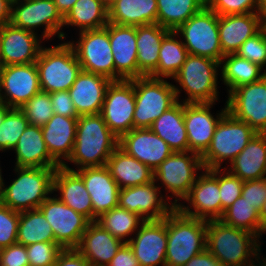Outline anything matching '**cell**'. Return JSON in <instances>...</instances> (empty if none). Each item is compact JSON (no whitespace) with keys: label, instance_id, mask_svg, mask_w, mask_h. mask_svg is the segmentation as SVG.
Returning a JSON list of instances; mask_svg holds the SVG:
<instances>
[{"label":"cell","instance_id":"cell-1","mask_svg":"<svg viewBox=\"0 0 266 266\" xmlns=\"http://www.w3.org/2000/svg\"><path fill=\"white\" fill-rule=\"evenodd\" d=\"M119 138L108 128L101 114L80 115L70 158L78 169L106 166L118 147Z\"/></svg>","mask_w":266,"mask_h":266},{"label":"cell","instance_id":"cell-2","mask_svg":"<svg viewBox=\"0 0 266 266\" xmlns=\"http://www.w3.org/2000/svg\"><path fill=\"white\" fill-rule=\"evenodd\" d=\"M259 238L246 230L207 221L206 249L224 266H250L261 252Z\"/></svg>","mask_w":266,"mask_h":266},{"label":"cell","instance_id":"cell-3","mask_svg":"<svg viewBox=\"0 0 266 266\" xmlns=\"http://www.w3.org/2000/svg\"><path fill=\"white\" fill-rule=\"evenodd\" d=\"M17 178L4 185L0 201L17 212L38 209L53 194L56 168L15 167Z\"/></svg>","mask_w":266,"mask_h":266},{"label":"cell","instance_id":"cell-4","mask_svg":"<svg viewBox=\"0 0 266 266\" xmlns=\"http://www.w3.org/2000/svg\"><path fill=\"white\" fill-rule=\"evenodd\" d=\"M207 221L174 208L167 215L166 266H184L206 249Z\"/></svg>","mask_w":266,"mask_h":266},{"label":"cell","instance_id":"cell-5","mask_svg":"<svg viewBox=\"0 0 266 266\" xmlns=\"http://www.w3.org/2000/svg\"><path fill=\"white\" fill-rule=\"evenodd\" d=\"M220 62L204 57L188 54L181 69L172 78L179 86L174 85L177 100L183 90L188 95L180 102L183 103H216ZM181 89V90H180Z\"/></svg>","mask_w":266,"mask_h":266},{"label":"cell","instance_id":"cell-6","mask_svg":"<svg viewBox=\"0 0 266 266\" xmlns=\"http://www.w3.org/2000/svg\"><path fill=\"white\" fill-rule=\"evenodd\" d=\"M42 92L68 91L82 67L68 41L56 46L42 47L36 60Z\"/></svg>","mask_w":266,"mask_h":266},{"label":"cell","instance_id":"cell-7","mask_svg":"<svg viewBox=\"0 0 266 266\" xmlns=\"http://www.w3.org/2000/svg\"><path fill=\"white\" fill-rule=\"evenodd\" d=\"M257 133L228 111L216 126L210 146L201 156L204 169H221L223 162H231Z\"/></svg>","mask_w":266,"mask_h":266},{"label":"cell","instance_id":"cell-8","mask_svg":"<svg viewBox=\"0 0 266 266\" xmlns=\"http://www.w3.org/2000/svg\"><path fill=\"white\" fill-rule=\"evenodd\" d=\"M135 92L134 128L152 123L177 102L174 84L165 79L143 76L133 79Z\"/></svg>","mask_w":266,"mask_h":266},{"label":"cell","instance_id":"cell-9","mask_svg":"<svg viewBox=\"0 0 266 266\" xmlns=\"http://www.w3.org/2000/svg\"><path fill=\"white\" fill-rule=\"evenodd\" d=\"M200 170H204L201 156L191 151L173 152L153 171V180L162 182L160 189L163 185L166 192H171L172 195L166 197L171 200L174 196L172 204L176 208L188 195Z\"/></svg>","mask_w":266,"mask_h":266},{"label":"cell","instance_id":"cell-10","mask_svg":"<svg viewBox=\"0 0 266 266\" xmlns=\"http://www.w3.org/2000/svg\"><path fill=\"white\" fill-rule=\"evenodd\" d=\"M175 32L184 39L182 42L188 54L208 57L221 63L224 55L219 38L218 15L207 5Z\"/></svg>","mask_w":266,"mask_h":266},{"label":"cell","instance_id":"cell-11","mask_svg":"<svg viewBox=\"0 0 266 266\" xmlns=\"http://www.w3.org/2000/svg\"><path fill=\"white\" fill-rule=\"evenodd\" d=\"M63 21L64 17L57 9L54 0H14L12 2L10 23L34 33H36L35 30L38 31L37 28L44 27L40 35L43 40H51L54 36L64 40L66 33L62 30Z\"/></svg>","mask_w":266,"mask_h":266},{"label":"cell","instance_id":"cell-12","mask_svg":"<svg viewBox=\"0 0 266 266\" xmlns=\"http://www.w3.org/2000/svg\"><path fill=\"white\" fill-rule=\"evenodd\" d=\"M82 70L115 81V64L109 40L108 24L100 29L79 32V40L68 42Z\"/></svg>","mask_w":266,"mask_h":266},{"label":"cell","instance_id":"cell-13","mask_svg":"<svg viewBox=\"0 0 266 266\" xmlns=\"http://www.w3.org/2000/svg\"><path fill=\"white\" fill-rule=\"evenodd\" d=\"M227 111L256 133L266 134V75L228 93Z\"/></svg>","mask_w":266,"mask_h":266},{"label":"cell","instance_id":"cell-14","mask_svg":"<svg viewBox=\"0 0 266 266\" xmlns=\"http://www.w3.org/2000/svg\"><path fill=\"white\" fill-rule=\"evenodd\" d=\"M200 173L188 195L183 199L188 205L179 202L176 208L182 214L193 218L205 221L220 220L219 169H204Z\"/></svg>","mask_w":266,"mask_h":266},{"label":"cell","instance_id":"cell-15","mask_svg":"<svg viewBox=\"0 0 266 266\" xmlns=\"http://www.w3.org/2000/svg\"><path fill=\"white\" fill-rule=\"evenodd\" d=\"M135 92L133 79L111 81L104 97L101 115L108 128L120 138L134 128Z\"/></svg>","mask_w":266,"mask_h":266},{"label":"cell","instance_id":"cell-16","mask_svg":"<svg viewBox=\"0 0 266 266\" xmlns=\"http://www.w3.org/2000/svg\"><path fill=\"white\" fill-rule=\"evenodd\" d=\"M55 195V197L49 196L38 209L51 225L55 241L63 249L76 248L91 221L60 201L57 194Z\"/></svg>","mask_w":266,"mask_h":266},{"label":"cell","instance_id":"cell-17","mask_svg":"<svg viewBox=\"0 0 266 266\" xmlns=\"http://www.w3.org/2000/svg\"><path fill=\"white\" fill-rule=\"evenodd\" d=\"M40 91L36 63L1 66L0 104L20 109Z\"/></svg>","mask_w":266,"mask_h":266},{"label":"cell","instance_id":"cell-18","mask_svg":"<svg viewBox=\"0 0 266 266\" xmlns=\"http://www.w3.org/2000/svg\"><path fill=\"white\" fill-rule=\"evenodd\" d=\"M158 183V184H157ZM159 181L148 184L121 188L118 195V207L140 216L144 221L162 220L175 206L166 200L160 192Z\"/></svg>","mask_w":266,"mask_h":266},{"label":"cell","instance_id":"cell-19","mask_svg":"<svg viewBox=\"0 0 266 266\" xmlns=\"http://www.w3.org/2000/svg\"><path fill=\"white\" fill-rule=\"evenodd\" d=\"M140 266H166L167 216L162 220L144 221L135 233L129 237Z\"/></svg>","mask_w":266,"mask_h":266},{"label":"cell","instance_id":"cell-20","mask_svg":"<svg viewBox=\"0 0 266 266\" xmlns=\"http://www.w3.org/2000/svg\"><path fill=\"white\" fill-rule=\"evenodd\" d=\"M215 103H184V123L189 151L202 156L210 146L216 126L227 112V106L213 115L210 108Z\"/></svg>","mask_w":266,"mask_h":266},{"label":"cell","instance_id":"cell-21","mask_svg":"<svg viewBox=\"0 0 266 266\" xmlns=\"http://www.w3.org/2000/svg\"><path fill=\"white\" fill-rule=\"evenodd\" d=\"M0 40L2 66L35 63L43 47L37 33L11 23L0 25Z\"/></svg>","mask_w":266,"mask_h":266},{"label":"cell","instance_id":"cell-22","mask_svg":"<svg viewBox=\"0 0 266 266\" xmlns=\"http://www.w3.org/2000/svg\"><path fill=\"white\" fill-rule=\"evenodd\" d=\"M64 162L62 167L75 171L84 181L93 205V221L115 207H118L119 186L106 166L73 169Z\"/></svg>","mask_w":266,"mask_h":266},{"label":"cell","instance_id":"cell-23","mask_svg":"<svg viewBox=\"0 0 266 266\" xmlns=\"http://www.w3.org/2000/svg\"><path fill=\"white\" fill-rule=\"evenodd\" d=\"M108 32L115 64V81L143 77L137 63L136 26L108 22Z\"/></svg>","mask_w":266,"mask_h":266},{"label":"cell","instance_id":"cell-24","mask_svg":"<svg viewBox=\"0 0 266 266\" xmlns=\"http://www.w3.org/2000/svg\"><path fill=\"white\" fill-rule=\"evenodd\" d=\"M118 146L153 171L173 153L150 128H133L119 138Z\"/></svg>","mask_w":266,"mask_h":266},{"label":"cell","instance_id":"cell-25","mask_svg":"<svg viewBox=\"0 0 266 266\" xmlns=\"http://www.w3.org/2000/svg\"><path fill=\"white\" fill-rule=\"evenodd\" d=\"M264 26L265 23L257 12L218 16L222 54H235L247 39Z\"/></svg>","mask_w":266,"mask_h":266},{"label":"cell","instance_id":"cell-26","mask_svg":"<svg viewBox=\"0 0 266 266\" xmlns=\"http://www.w3.org/2000/svg\"><path fill=\"white\" fill-rule=\"evenodd\" d=\"M111 80L99 74L82 70L68 90L77 114H100Z\"/></svg>","mask_w":266,"mask_h":266},{"label":"cell","instance_id":"cell-27","mask_svg":"<svg viewBox=\"0 0 266 266\" xmlns=\"http://www.w3.org/2000/svg\"><path fill=\"white\" fill-rule=\"evenodd\" d=\"M123 244L96 221H91L76 249L91 266H107Z\"/></svg>","mask_w":266,"mask_h":266},{"label":"cell","instance_id":"cell-28","mask_svg":"<svg viewBox=\"0 0 266 266\" xmlns=\"http://www.w3.org/2000/svg\"><path fill=\"white\" fill-rule=\"evenodd\" d=\"M78 117L54 114L42 126V134L50 156L60 165L72 154L77 132Z\"/></svg>","mask_w":266,"mask_h":266},{"label":"cell","instance_id":"cell-29","mask_svg":"<svg viewBox=\"0 0 266 266\" xmlns=\"http://www.w3.org/2000/svg\"><path fill=\"white\" fill-rule=\"evenodd\" d=\"M57 198L76 212L93 221V205L84 181L75 172L60 166L56 168L53 179V192Z\"/></svg>","mask_w":266,"mask_h":266},{"label":"cell","instance_id":"cell-30","mask_svg":"<svg viewBox=\"0 0 266 266\" xmlns=\"http://www.w3.org/2000/svg\"><path fill=\"white\" fill-rule=\"evenodd\" d=\"M13 151L16 153L15 167H60L47 150L40 126L29 124Z\"/></svg>","mask_w":266,"mask_h":266},{"label":"cell","instance_id":"cell-31","mask_svg":"<svg viewBox=\"0 0 266 266\" xmlns=\"http://www.w3.org/2000/svg\"><path fill=\"white\" fill-rule=\"evenodd\" d=\"M224 167L243 181L266 177V134H256L247 146Z\"/></svg>","mask_w":266,"mask_h":266},{"label":"cell","instance_id":"cell-32","mask_svg":"<svg viewBox=\"0 0 266 266\" xmlns=\"http://www.w3.org/2000/svg\"><path fill=\"white\" fill-rule=\"evenodd\" d=\"M106 167L120 189L153 181V170L127 154L119 146L108 159Z\"/></svg>","mask_w":266,"mask_h":266},{"label":"cell","instance_id":"cell-33","mask_svg":"<svg viewBox=\"0 0 266 266\" xmlns=\"http://www.w3.org/2000/svg\"><path fill=\"white\" fill-rule=\"evenodd\" d=\"M150 129L164 140L173 152H188L189 143L184 123V103L178 101L156 119Z\"/></svg>","mask_w":266,"mask_h":266},{"label":"cell","instance_id":"cell-34","mask_svg":"<svg viewBox=\"0 0 266 266\" xmlns=\"http://www.w3.org/2000/svg\"><path fill=\"white\" fill-rule=\"evenodd\" d=\"M169 31L157 23L136 26L138 70L144 76L157 69L162 40Z\"/></svg>","mask_w":266,"mask_h":266},{"label":"cell","instance_id":"cell-35","mask_svg":"<svg viewBox=\"0 0 266 266\" xmlns=\"http://www.w3.org/2000/svg\"><path fill=\"white\" fill-rule=\"evenodd\" d=\"M108 22L142 26L157 23V0H116L108 9Z\"/></svg>","mask_w":266,"mask_h":266},{"label":"cell","instance_id":"cell-36","mask_svg":"<svg viewBox=\"0 0 266 266\" xmlns=\"http://www.w3.org/2000/svg\"><path fill=\"white\" fill-rule=\"evenodd\" d=\"M221 80L229 92L242 85L260 80L266 75L265 70L237 54L224 55L220 63ZM264 71V72H262Z\"/></svg>","mask_w":266,"mask_h":266},{"label":"cell","instance_id":"cell-37","mask_svg":"<svg viewBox=\"0 0 266 266\" xmlns=\"http://www.w3.org/2000/svg\"><path fill=\"white\" fill-rule=\"evenodd\" d=\"M108 24V9L100 0H77L64 17V26L79 28V32L100 29Z\"/></svg>","mask_w":266,"mask_h":266},{"label":"cell","instance_id":"cell-38","mask_svg":"<svg viewBox=\"0 0 266 266\" xmlns=\"http://www.w3.org/2000/svg\"><path fill=\"white\" fill-rule=\"evenodd\" d=\"M175 31H169L163 38L159 51L157 69L150 75L153 78H173L181 69L188 55L182 40Z\"/></svg>","mask_w":266,"mask_h":266},{"label":"cell","instance_id":"cell-39","mask_svg":"<svg viewBox=\"0 0 266 266\" xmlns=\"http://www.w3.org/2000/svg\"><path fill=\"white\" fill-rule=\"evenodd\" d=\"M204 6L206 0H157V24L175 31Z\"/></svg>","mask_w":266,"mask_h":266},{"label":"cell","instance_id":"cell-40","mask_svg":"<svg viewBox=\"0 0 266 266\" xmlns=\"http://www.w3.org/2000/svg\"><path fill=\"white\" fill-rule=\"evenodd\" d=\"M38 242H56L51 225L39 209L19 212L17 243L27 246Z\"/></svg>","mask_w":266,"mask_h":266},{"label":"cell","instance_id":"cell-41","mask_svg":"<svg viewBox=\"0 0 266 266\" xmlns=\"http://www.w3.org/2000/svg\"><path fill=\"white\" fill-rule=\"evenodd\" d=\"M96 222L123 243H128L127 236L135 234L144 220L133 212L115 207L101 214Z\"/></svg>","mask_w":266,"mask_h":266},{"label":"cell","instance_id":"cell-42","mask_svg":"<svg viewBox=\"0 0 266 266\" xmlns=\"http://www.w3.org/2000/svg\"><path fill=\"white\" fill-rule=\"evenodd\" d=\"M224 224L246 230L260 238L259 211L241 195L220 219Z\"/></svg>","mask_w":266,"mask_h":266},{"label":"cell","instance_id":"cell-43","mask_svg":"<svg viewBox=\"0 0 266 266\" xmlns=\"http://www.w3.org/2000/svg\"><path fill=\"white\" fill-rule=\"evenodd\" d=\"M28 125L24 113L18 108H11L0 125V151L13 150Z\"/></svg>","mask_w":266,"mask_h":266},{"label":"cell","instance_id":"cell-44","mask_svg":"<svg viewBox=\"0 0 266 266\" xmlns=\"http://www.w3.org/2000/svg\"><path fill=\"white\" fill-rule=\"evenodd\" d=\"M20 110L24 113L29 124L44 126L54 115L50 93L40 91L31 97Z\"/></svg>","mask_w":266,"mask_h":266},{"label":"cell","instance_id":"cell-45","mask_svg":"<svg viewBox=\"0 0 266 266\" xmlns=\"http://www.w3.org/2000/svg\"><path fill=\"white\" fill-rule=\"evenodd\" d=\"M239 57L257 64L266 72V25L254 36L247 39L235 53Z\"/></svg>","mask_w":266,"mask_h":266},{"label":"cell","instance_id":"cell-46","mask_svg":"<svg viewBox=\"0 0 266 266\" xmlns=\"http://www.w3.org/2000/svg\"><path fill=\"white\" fill-rule=\"evenodd\" d=\"M29 266H54L63 248L57 242H38L26 246Z\"/></svg>","mask_w":266,"mask_h":266},{"label":"cell","instance_id":"cell-47","mask_svg":"<svg viewBox=\"0 0 266 266\" xmlns=\"http://www.w3.org/2000/svg\"><path fill=\"white\" fill-rule=\"evenodd\" d=\"M244 181L229 173L225 168L219 169V192L221 200V218L224 211L241 196Z\"/></svg>","mask_w":266,"mask_h":266},{"label":"cell","instance_id":"cell-48","mask_svg":"<svg viewBox=\"0 0 266 266\" xmlns=\"http://www.w3.org/2000/svg\"><path fill=\"white\" fill-rule=\"evenodd\" d=\"M19 212L0 201V249L17 243Z\"/></svg>","mask_w":266,"mask_h":266},{"label":"cell","instance_id":"cell-49","mask_svg":"<svg viewBox=\"0 0 266 266\" xmlns=\"http://www.w3.org/2000/svg\"><path fill=\"white\" fill-rule=\"evenodd\" d=\"M259 0H206V5L218 16L257 12Z\"/></svg>","mask_w":266,"mask_h":266},{"label":"cell","instance_id":"cell-50","mask_svg":"<svg viewBox=\"0 0 266 266\" xmlns=\"http://www.w3.org/2000/svg\"><path fill=\"white\" fill-rule=\"evenodd\" d=\"M241 195L246 201L254 205V207L260 211L266 200V177L244 181Z\"/></svg>","mask_w":266,"mask_h":266},{"label":"cell","instance_id":"cell-51","mask_svg":"<svg viewBox=\"0 0 266 266\" xmlns=\"http://www.w3.org/2000/svg\"><path fill=\"white\" fill-rule=\"evenodd\" d=\"M0 266H29L26 246L16 243L0 249Z\"/></svg>","mask_w":266,"mask_h":266},{"label":"cell","instance_id":"cell-52","mask_svg":"<svg viewBox=\"0 0 266 266\" xmlns=\"http://www.w3.org/2000/svg\"><path fill=\"white\" fill-rule=\"evenodd\" d=\"M53 113L65 117H79L72 102L69 91L50 93Z\"/></svg>","mask_w":266,"mask_h":266},{"label":"cell","instance_id":"cell-53","mask_svg":"<svg viewBox=\"0 0 266 266\" xmlns=\"http://www.w3.org/2000/svg\"><path fill=\"white\" fill-rule=\"evenodd\" d=\"M54 266H91L85 257L76 249H63Z\"/></svg>","mask_w":266,"mask_h":266},{"label":"cell","instance_id":"cell-54","mask_svg":"<svg viewBox=\"0 0 266 266\" xmlns=\"http://www.w3.org/2000/svg\"><path fill=\"white\" fill-rule=\"evenodd\" d=\"M107 266H140L132 248L124 243Z\"/></svg>","mask_w":266,"mask_h":266},{"label":"cell","instance_id":"cell-55","mask_svg":"<svg viewBox=\"0 0 266 266\" xmlns=\"http://www.w3.org/2000/svg\"><path fill=\"white\" fill-rule=\"evenodd\" d=\"M184 266H224L207 249L192 257Z\"/></svg>","mask_w":266,"mask_h":266},{"label":"cell","instance_id":"cell-56","mask_svg":"<svg viewBox=\"0 0 266 266\" xmlns=\"http://www.w3.org/2000/svg\"><path fill=\"white\" fill-rule=\"evenodd\" d=\"M13 0H0V25L10 23Z\"/></svg>","mask_w":266,"mask_h":266},{"label":"cell","instance_id":"cell-57","mask_svg":"<svg viewBox=\"0 0 266 266\" xmlns=\"http://www.w3.org/2000/svg\"><path fill=\"white\" fill-rule=\"evenodd\" d=\"M76 1L77 0H54V3L56 4L61 15L65 17Z\"/></svg>","mask_w":266,"mask_h":266},{"label":"cell","instance_id":"cell-58","mask_svg":"<svg viewBox=\"0 0 266 266\" xmlns=\"http://www.w3.org/2000/svg\"><path fill=\"white\" fill-rule=\"evenodd\" d=\"M259 220H260V239L263 234L266 233V200L259 211Z\"/></svg>","mask_w":266,"mask_h":266},{"label":"cell","instance_id":"cell-59","mask_svg":"<svg viewBox=\"0 0 266 266\" xmlns=\"http://www.w3.org/2000/svg\"><path fill=\"white\" fill-rule=\"evenodd\" d=\"M257 13L260 15L262 21L266 24V0H259Z\"/></svg>","mask_w":266,"mask_h":266},{"label":"cell","instance_id":"cell-60","mask_svg":"<svg viewBox=\"0 0 266 266\" xmlns=\"http://www.w3.org/2000/svg\"><path fill=\"white\" fill-rule=\"evenodd\" d=\"M11 108H8L5 105L0 104V125L3 122L5 114L10 110Z\"/></svg>","mask_w":266,"mask_h":266},{"label":"cell","instance_id":"cell-61","mask_svg":"<svg viewBox=\"0 0 266 266\" xmlns=\"http://www.w3.org/2000/svg\"><path fill=\"white\" fill-rule=\"evenodd\" d=\"M261 254L259 253L258 255H257V257H256V259H255V263H256V265L257 266H266V257L264 256V258H263V256L261 257L260 256ZM262 259H261V258ZM260 260V261H259Z\"/></svg>","mask_w":266,"mask_h":266},{"label":"cell","instance_id":"cell-62","mask_svg":"<svg viewBox=\"0 0 266 266\" xmlns=\"http://www.w3.org/2000/svg\"><path fill=\"white\" fill-rule=\"evenodd\" d=\"M102 2V4L107 8L109 9L114 3L116 0H100Z\"/></svg>","mask_w":266,"mask_h":266},{"label":"cell","instance_id":"cell-63","mask_svg":"<svg viewBox=\"0 0 266 266\" xmlns=\"http://www.w3.org/2000/svg\"><path fill=\"white\" fill-rule=\"evenodd\" d=\"M1 167H0V198L2 196V193H3V189H4V185H5V182L3 180V177H2V172H1Z\"/></svg>","mask_w":266,"mask_h":266},{"label":"cell","instance_id":"cell-64","mask_svg":"<svg viewBox=\"0 0 266 266\" xmlns=\"http://www.w3.org/2000/svg\"><path fill=\"white\" fill-rule=\"evenodd\" d=\"M2 66V58H1V40H0V67Z\"/></svg>","mask_w":266,"mask_h":266},{"label":"cell","instance_id":"cell-65","mask_svg":"<svg viewBox=\"0 0 266 266\" xmlns=\"http://www.w3.org/2000/svg\"><path fill=\"white\" fill-rule=\"evenodd\" d=\"M0 96H1V67H0Z\"/></svg>","mask_w":266,"mask_h":266}]
</instances>
